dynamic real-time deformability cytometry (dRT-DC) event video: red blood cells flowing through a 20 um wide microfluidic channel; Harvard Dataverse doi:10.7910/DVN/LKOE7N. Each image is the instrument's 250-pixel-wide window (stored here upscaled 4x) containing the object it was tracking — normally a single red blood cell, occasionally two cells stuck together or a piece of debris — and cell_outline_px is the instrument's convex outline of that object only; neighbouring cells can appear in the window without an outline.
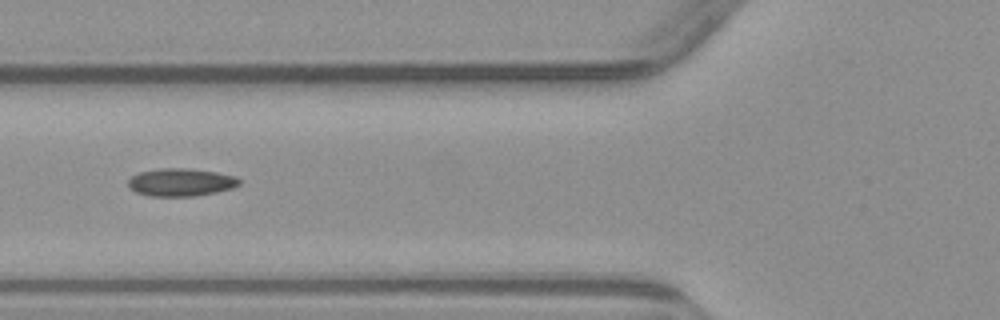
{"species": "common noctule bat (a hibernating species)", "species_latin": "Nyctalus noctula", "temperature_condition": "warm", "stored_images_in_passage": 6, "camera_frame_rate_fps": 3000, "um_per_image_px": 0.085, "animal": {"sex": "male", "body_mass_g": 23.1, "forearm_length_mm": 52.7}, "frame": {"image": 1, "passage_image": 6, "time_ms": 5.667, "image_size_px": [1000, 320], "cell_outline_px": [[240, 184], [232, 188], [216, 192], [196, 196], [148, 196], [136, 192], [128, 188], [128, 180], [132, 176], [140, 172], [156, 168], [188, 168], [216, 172], [236, 176], [240, 180]], "centroid_in_image_um": [15.35, 15.49], "position_along_channel_um": 110.4, "area_um2": 18.15}}